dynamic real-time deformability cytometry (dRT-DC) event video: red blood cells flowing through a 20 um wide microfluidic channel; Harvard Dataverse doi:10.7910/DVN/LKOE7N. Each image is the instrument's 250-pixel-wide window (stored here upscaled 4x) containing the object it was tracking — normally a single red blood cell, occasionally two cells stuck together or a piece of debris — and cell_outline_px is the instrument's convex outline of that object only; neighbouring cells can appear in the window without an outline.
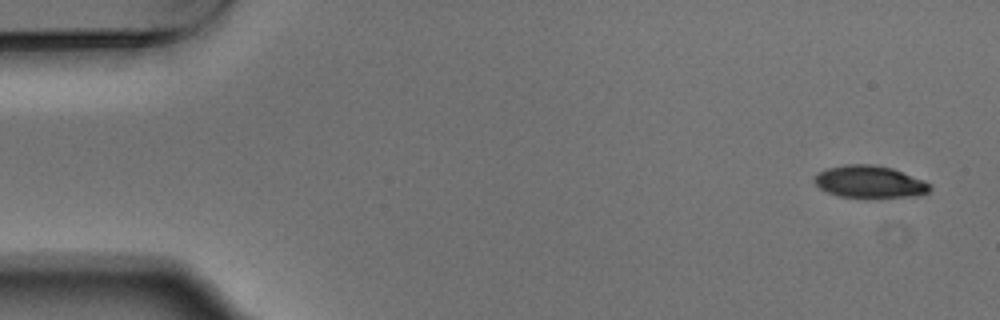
{"species": "Egyptian fruit bat (a non-hibernating species)", "species_latin": "Rousettus aegyptiacus", "temperature_condition": "warm", "stored_images_in_passage": 5, "camera_frame_rate_fps": 3000, "um_per_image_px": 0.085, "animal": {"sex": "male"}, "frame": {"image": 1, "passage_image": 1, "time_ms": 0.0, "image_size_px": [1000, 320], "cell_outline_px": [[932, 188], [928, 192], [916, 196], [840, 196], [828, 192], [820, 188], [812, 180], [820, 172], [828, 168], [844, 164], [872, 164], [892, 168], [924, 180], [932, 184]], "centroid_in_image_um": [73.94, 15.43], "position_along_channel_um": 11.1, "area_um2": 21.27}}
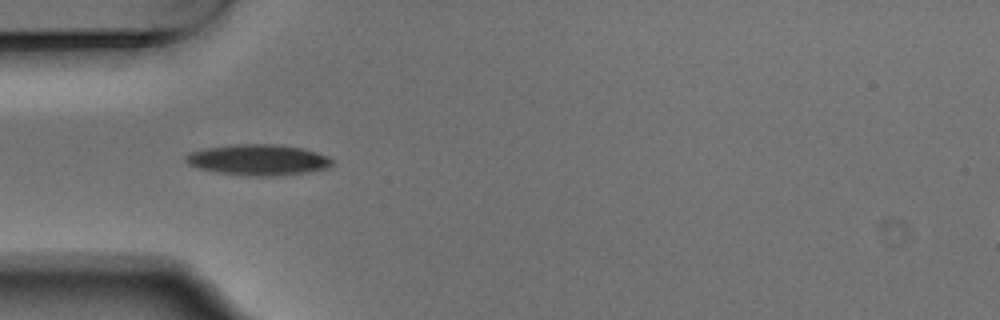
{"frame": {"image": 2, "passage_image": 4, "time_ms": 1.0, "image_size_px": [1000, 320], "cell_outline_px": [[332, 164], [328, 168], [308, 172], [272, 176], [252, 176], [216, 172], [200, 168], [188, 164], [184, 160], [184, 156], [192, 152], [208, 148], [236, 144], [276, 144], [300, 148], [316, 152], [328, 156], [332, 160]], "centroid_in_image_um": [21.96, 13.59], "position_along_channel_um": 63.0, "area_um2": 26.07}}
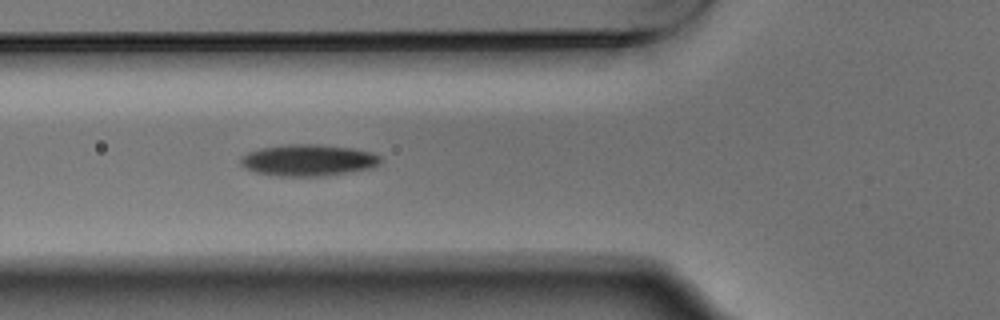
{"frame": {"image": 3, "passage_image": 5, "time_ms": 1.333, "image_size_px": [1000, 320], "cell_outline_px": [[384, 160], [380, 164], [372, 168], [320, 176], [280, 176], [256, 172], [244, 168], [240, 164], [240, 156], [248, 152], [260, 148], [280, 144], [320, 144], [352, 148], [372, 152], [380, 156]], "centroid_in_image_um": [26.19, 13.6], "position_along_channel_um": 99.6, "area_um2": 25.95}}